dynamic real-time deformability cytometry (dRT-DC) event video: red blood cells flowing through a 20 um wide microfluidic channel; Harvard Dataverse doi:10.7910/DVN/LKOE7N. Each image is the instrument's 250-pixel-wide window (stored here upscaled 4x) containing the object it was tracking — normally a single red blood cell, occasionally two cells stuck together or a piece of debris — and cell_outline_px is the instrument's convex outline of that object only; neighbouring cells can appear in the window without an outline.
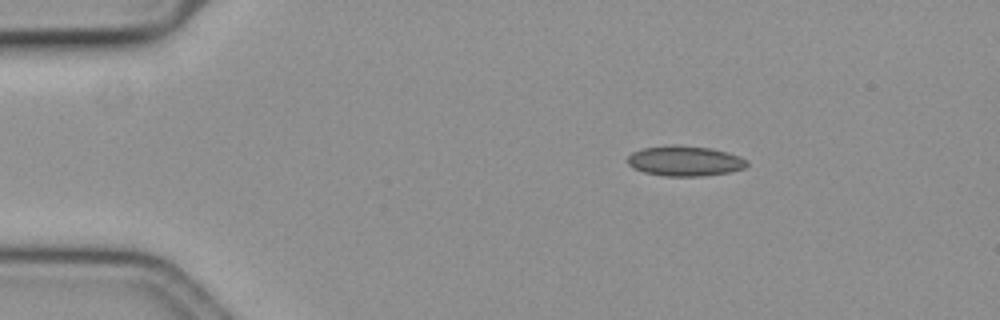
{"species": "common noctule bat (a hibernating species)", "species_latin": "Nyctalus noctula", "temperature_condition": "cold", "stored_images_in_passage": 49, "camera_frame_rate_fps": 3000, "um_per_image_px": 0.085, "animal": {"sex": "female", "body_mass_g": 19.3, "forearm_length_mm": 54.1}, "frame": {"image": 1, "passage_image": 1, "time_ms": 0.0, "image_size_px": [1000, 320], "cell_outline_px": [[748, 164], [744, 168], [728, 172], [700, 176], [664, 176], [644, 172], [628, 164], [628, 156], [632, 152], [644, 148], [664, 144], [676, 144], [712, 148], [728, 152], [740, 156], [748, 160]], "centroid_in_image_um": [58.22, 13.66], "position_along_channel_um": 26.8, "area_um2": 21.15}}
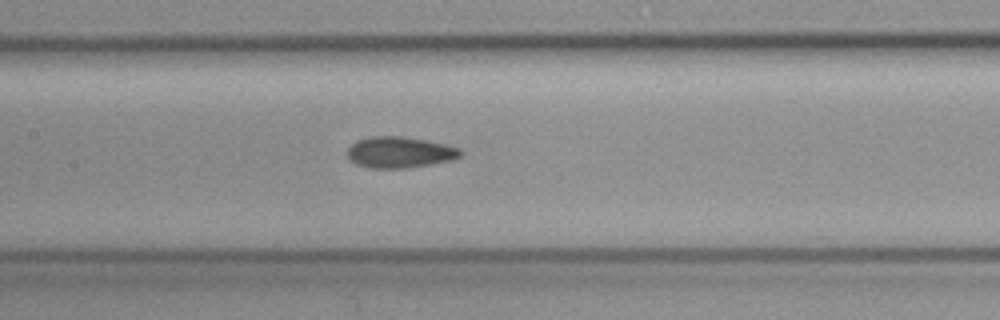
{"frame": {"image": 2, "passage_image": 19, "time_ms": 6.0, "image_size_px": [1000, 320], "cell_outline_px": [[460, 156], [448, 160], [408, 168], [372, 168], [356, 164], [348, 156], [348, 148], [356, 140], [372, 136], [400, 136], [424, 140], [444, 144], [460, 148]], "centroid_in_image_um": [33.93, 12.94], "position_along_channel_um": 173.5, "area_um2": 20.11}}
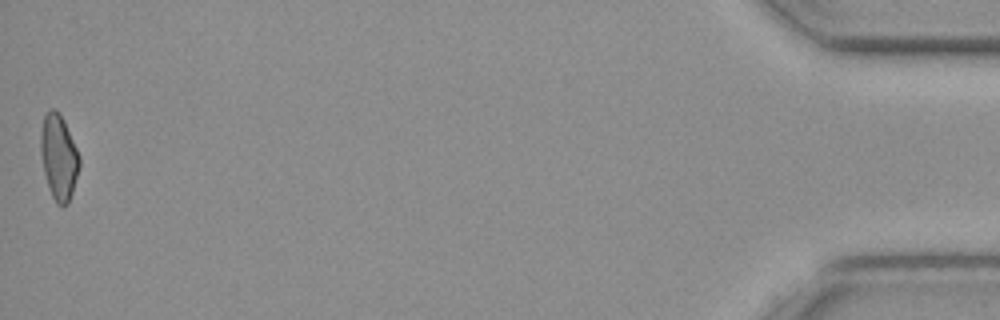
{"frame": {"image": 3, "passage_image": 49, "time_ms": 16.0, "image_size_px": [1000, 320], "cell_outline_px": [[80, 164], [72, 192], [68, 204], [64, 208], [56, 204], [52, 196], [44, 172], [40, 152], [40, 132], [44, 116], [48, 108], [56, 108], [60, 112], [64, 120], [80, 156]], "centroid_in_image_um": [4.98, 13.32], "position_along_channel_um": 430.2, "area_um2": 19.42}, "authors_computed_cell_mechanics": {"area_um2": 19.8832, "velocity_mm_per_s": 3.5812, "shape_relaxation_time_tau1_ms": 10.3469, "shape_relaxation_time_tau2_ms": 5.5735, "deformation_change_tau1": 0.1575, "deformation_change_tau2": 0.1089}}